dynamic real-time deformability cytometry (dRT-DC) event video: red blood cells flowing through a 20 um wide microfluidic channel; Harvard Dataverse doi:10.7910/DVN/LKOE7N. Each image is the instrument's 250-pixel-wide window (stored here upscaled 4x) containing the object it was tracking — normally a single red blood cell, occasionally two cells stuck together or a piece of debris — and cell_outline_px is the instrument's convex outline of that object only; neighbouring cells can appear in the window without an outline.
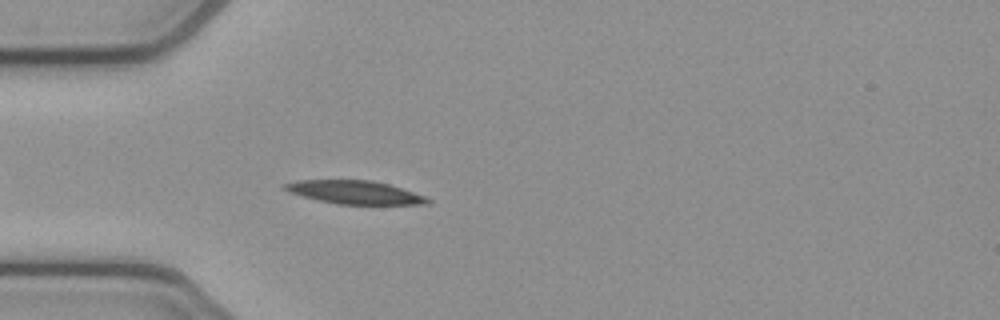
{"species": "common noctule bat (a hibernating species)", "species_latin": "Nyctalus noctula", "temperature_condition": "cold", "stored_images_in_passage": 28, "camera_frame_rate_fps": 3000, "um_per_image_px": 0.085, "animal": {"sex": "female", "body_mass_g": 21.9}, "frame": {"image": 1, "passage_image": 5, "time_ms": 1.333, "image_size_px": [1000, 320], "cell_outline_px": [[432, 204], [336, 204], [288, 192], [280, 188], [280, 184], [300, 180], [372, 180], [388, 184], [424, 196], [432, 200]], "centroid_in_image_um": [30.11, 16.34], "position_along_channel_um": 54.9, "area_um2": 19.31}}
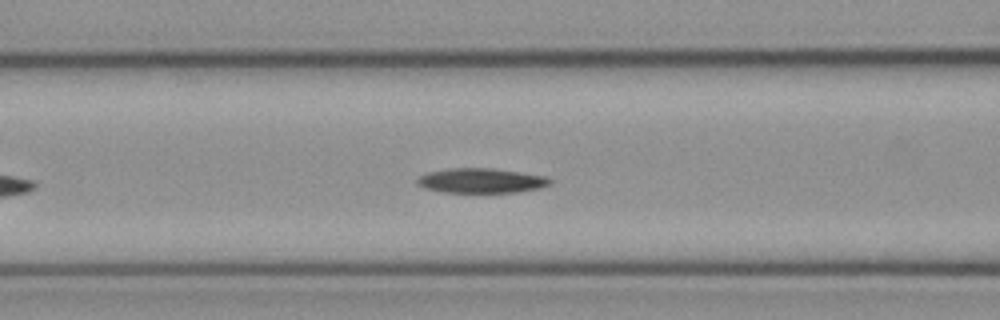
{"frame": {"image": 2, "passage_image": 11, "time_ms": 3.333, "image_size_px": [1000, 320], "cell_outline_px": [[552, 184], [540, 188], [516, 192], [444, 192], [424, 188], [416, 184], [416, 180], [420, 176], [428, 172], [448, 168], [496, 168], [544, 176], [552, 180]], "centroid_in_image_um": [40.89, 15.35], "position_along_channel_um": 125.7, "area_um2": 19.19}}
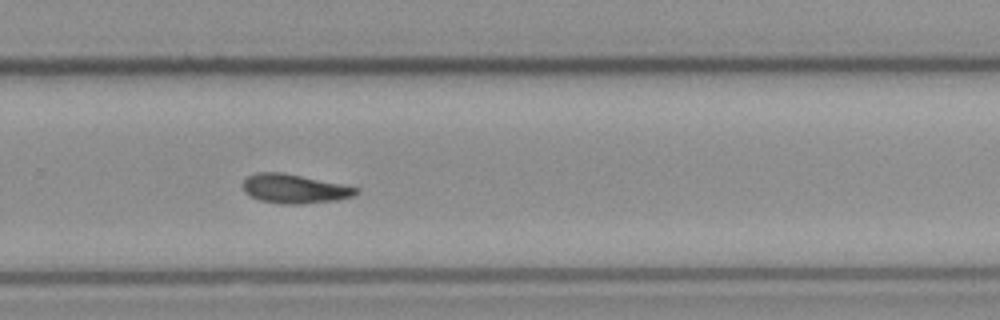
{"frame": {"image": 3, "passage_image": 25, "time_ms": 8.0, "image_size_px": [1000, 320], "cell_outline_px": [[360, 192], [352, 196], [336, 200], [304, 204], [280, 204], [260, 200], [244, 192], [244, 180], [248, 176], [256, 172], [280, 172], [360, 188]], "centroid_in_image_um": [25.03, 16.05], "position_along_channel_um": 304.8, "area_um2": 18.96}}